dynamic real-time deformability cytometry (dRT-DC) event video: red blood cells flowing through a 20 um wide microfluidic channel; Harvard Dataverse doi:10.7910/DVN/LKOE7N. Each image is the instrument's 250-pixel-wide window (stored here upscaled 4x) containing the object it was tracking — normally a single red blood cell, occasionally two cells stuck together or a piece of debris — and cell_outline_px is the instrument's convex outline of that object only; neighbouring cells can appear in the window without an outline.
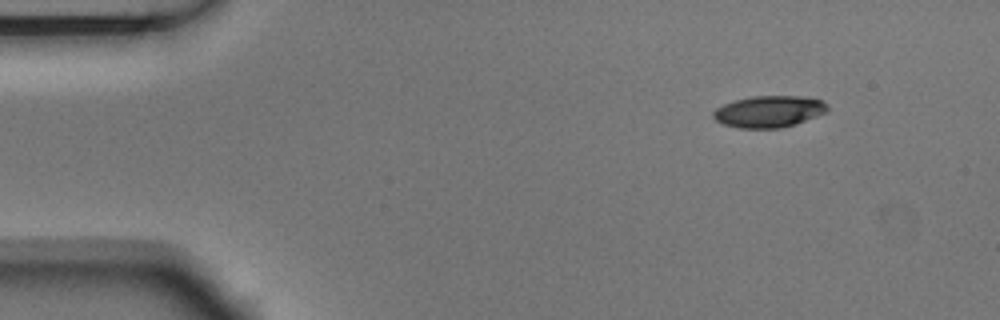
{"species": "Egyptian fruit bat (a non-hibernating species)", "species_latin": "Rousettus aegyptiacus", "temperature_condition": "room temperature", "stored_images_in_passage": 2, "camera_frame_rate_fps": 3000, "um_per_image_px": 0.085, "animal": {"sex": "male"}, "frame": {"image": 1, "passage_image": 1, "time_ms": 0.0, "image_size_px": [1000, 320], "cell_outline_px": [[828, 108], [824, 112], [816, 116], [780, 128], [740, 128], [724, 124], [716, 120], [712, 116], [712, 112], [716, 108], [724, 104], [736, 100], [752, 96], [800, 96], [820, 100]], "centroid_in_image_um": [65.29, 9.47], "position_along_channel_um": 19.7, "area_um2": 20.58}}